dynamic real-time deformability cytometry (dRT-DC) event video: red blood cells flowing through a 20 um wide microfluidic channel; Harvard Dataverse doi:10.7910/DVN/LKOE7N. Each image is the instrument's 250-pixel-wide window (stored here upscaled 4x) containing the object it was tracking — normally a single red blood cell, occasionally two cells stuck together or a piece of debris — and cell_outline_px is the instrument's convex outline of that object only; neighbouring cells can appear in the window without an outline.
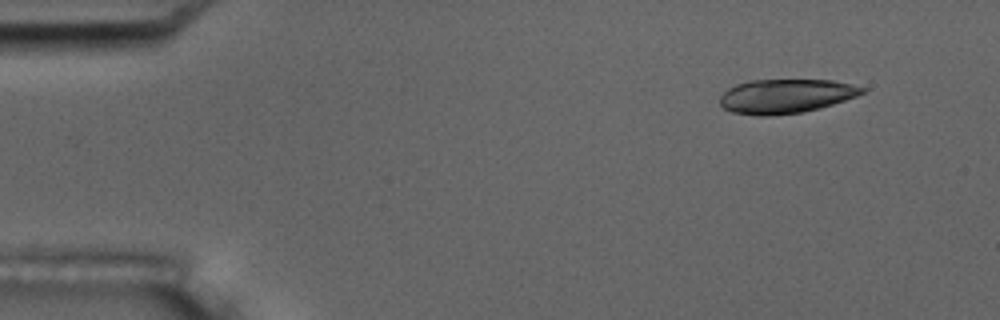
{"species": "common noctule bat (a hibernating species)", "species_latin": "Nyctalus noctula", "temperature_condition": "room temperature", "stored_images_in_passage": 6, "camera_frame_rate_fps": 3000, "um_per_image_px": 0.085, "animal": {"sex": "male", "body_mass_g": 17.5, "forearm_length_mm": 52.3}, "frame": {"image": 1, "passage_image": 2, "time_ms": 1.333, "image_size_px": [1000, 320], "cell_outline_px": [[868, 88], [864, 92], [856, 96], [820, 108], [804, 112], [768, 116], [756, 116], [732, 112], [724, 108], [720, 104], [720, 96], [728, 88], [736, 84], [748, 80], [832, 80], [852, 84]], "centroid_in_image_um": [66.78, 8.17], "position_along_channel_um": 18.2, "area_um2": 28.44}}